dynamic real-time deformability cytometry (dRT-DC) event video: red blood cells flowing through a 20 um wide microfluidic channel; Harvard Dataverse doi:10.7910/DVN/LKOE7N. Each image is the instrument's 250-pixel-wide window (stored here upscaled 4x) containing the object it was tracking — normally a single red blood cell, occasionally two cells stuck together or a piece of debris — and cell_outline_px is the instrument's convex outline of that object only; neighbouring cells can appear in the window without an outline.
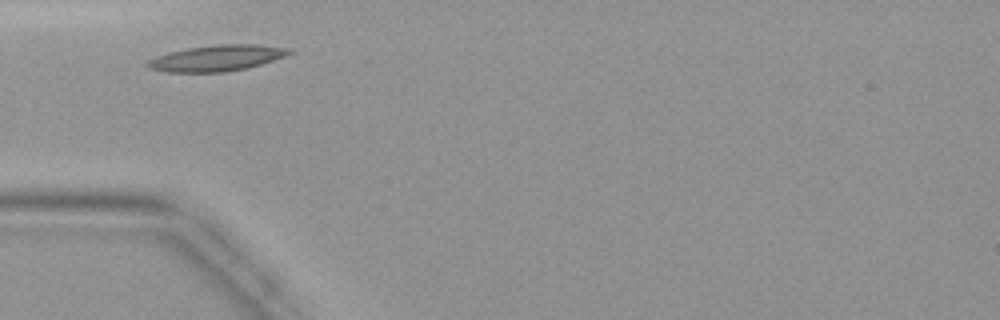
{"species": "common noctule bat (a hibernating species)", "species_latin": "Nyctalus noctula", "temperature_condition": "warm", "stored_images_in_passage": 25, "camera_frame_rate_fps": 3000, "um_per_image_px": 0.085, "animal": {"sex": "female", "body_mass_g": 19.9}, "frame": {"image": 1, "passage_image": 3, "time_ms": 0.667, "image_size_px": [1000, 320], "cell_outline_px": [[296, 52], [248, 68], [224, 72], [164, 72], [148, 68], [144, 64], [148, 60], [156, 56], [168, 52], [188, 48], [216, 44], [260, 44], [292, 48]], "centroid_in_image_um": [18.44, 4.93], "position_along_channel_um": 66.6, "area_um2": 21.73}}
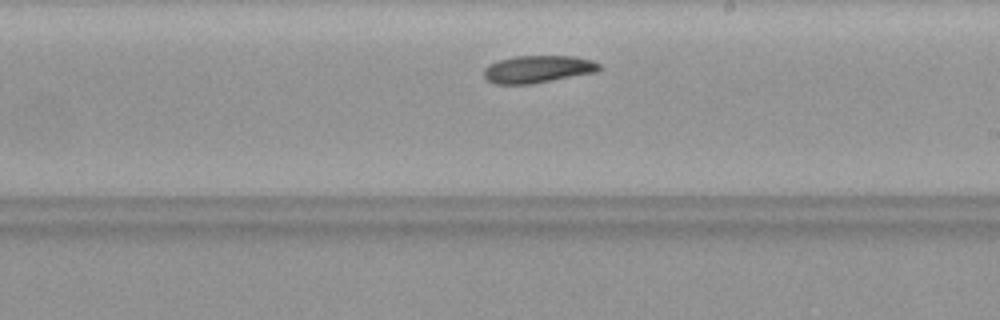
{"frame": {"image": 2, "passage_image": 15, "time_ms": 4.667, "image_size_px": [1000, 320], "cell_outline_px": [[600, 68], [596, 72], [532, 84], [496, 84], [488, 80], [484, 76], [484, 68], [488, 64], [512, 56], [572, 56], [592, 60], [600, 64]], "centroid_in_image_um": [45.7, 5.88], "position_along_channel_um": 243.3, "area_um2": 18.38}}
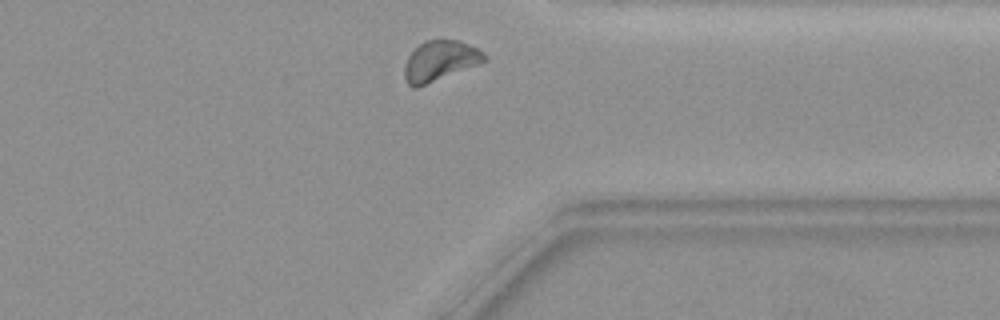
{"frame": {"image": 3, "passage_image": 24, "time_ms": 7.667, "image_size_px": [1000, 320], "cell_outline_px": [[488, 60], [480, 64], [416, 88], [412, 88], [404, 80], [404, 64], [408, 56], [420, 44], [428, 40], [460, 40], [484, 52], [488, 56]], "centroid_in_image_um": [37.41, 5.19], "position_along_channel_um": 374.0, "area_um2": 18.84}}